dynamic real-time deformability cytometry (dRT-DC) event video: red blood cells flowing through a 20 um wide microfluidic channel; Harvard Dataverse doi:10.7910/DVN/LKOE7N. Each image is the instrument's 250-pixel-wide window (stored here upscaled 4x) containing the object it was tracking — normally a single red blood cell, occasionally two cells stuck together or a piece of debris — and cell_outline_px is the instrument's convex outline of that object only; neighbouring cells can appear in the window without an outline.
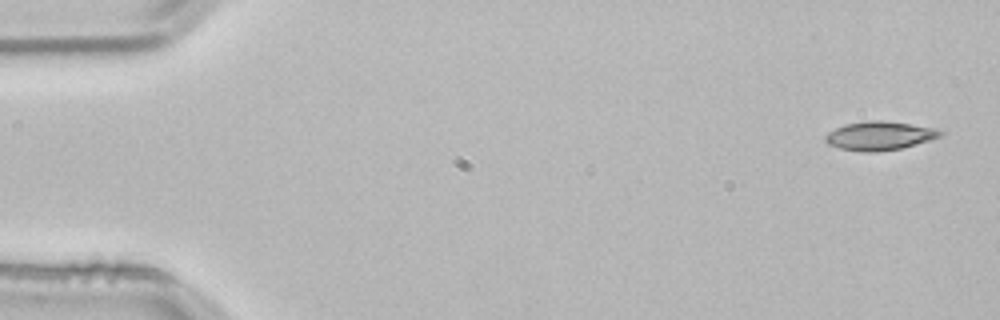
{"species": "common noctule bat (a hibernating species)", "species_latin": "Nyctalus noctula", "temperature_condition": "room temperature", "stored_images_in_passage": 5, "camera_frame_rate_fps": 3000, "um_per_image_px": 0.085, "animal": {"sex": "male", "body_mass_g": 21.5, "forearm_length_mm": 52.0}, "frame": {"image": 1, "passage_image": 1, "time_ms": 0.0, "image_size_px": [1000, 320], "cell_outline_px": [[944, 136], [900, 148], [876, 152], [864, 152], [840, 148], [828, 144], [824, 140], [824, 136], [828, 132], [844, 124], [872, 120], [880, 120], [936, 128], [944, 132]], "centroid_in_image_um": [74.75, 11.54], "position_along_channel_um": 10.2, "area_um2": 19.13}}